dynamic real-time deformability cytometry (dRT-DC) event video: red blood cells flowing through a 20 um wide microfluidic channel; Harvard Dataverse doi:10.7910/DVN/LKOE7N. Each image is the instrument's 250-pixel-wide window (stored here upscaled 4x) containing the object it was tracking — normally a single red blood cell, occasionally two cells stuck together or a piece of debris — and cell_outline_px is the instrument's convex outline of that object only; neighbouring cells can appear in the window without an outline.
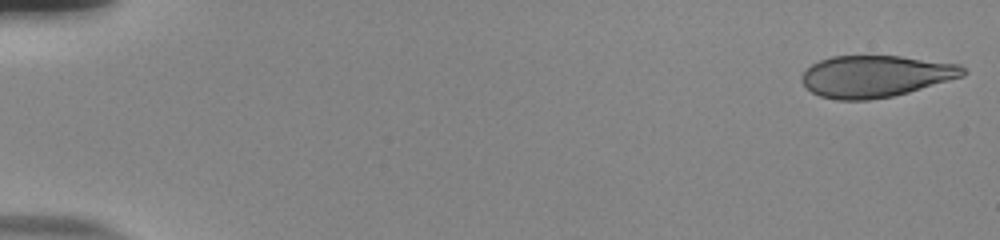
{"species": "human", "species_latin": "Homo sapiens", "temperature_condition": "room temperature", "stored_images_in_passage": 53, "camera_frame_rate_fps": 3000, "um_per_image_px": 0.085, "donor": {"sex": "male"}, "frame": {"image": 1, "passage_image": 1, "time_ms": 0.0, "image_size_px": [1000, 240], "cell_outline_px": [[968, 72], [964, 76], [908, 92], [892, 96], [868, 100], [836, 100], [820, 96], [812, 92], [800, 80], [800, 76], [812, 64], [820, 60], [832, 56], [900, 56], [960, 64]], "centroid_in_image_um": [74.42, 6.48], "position_along_channel_um": 10.6, "area_um2": 39.19}}
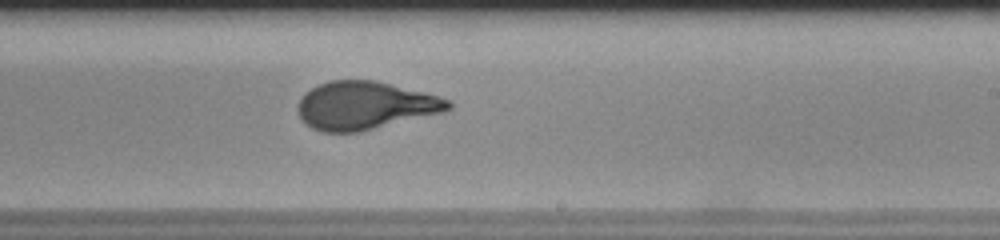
{"frame": {"image": 2, "passage_image": 33, "time_ms": 10.667, "image_size_px": [1000, 240], "cell_outline_px": [[452, 108], [444, 112], [356, 132], [324, 132], [312, 128], [300, 116], [300, 100], [304, 92], [328, 80], [376, 80], [424, 92], [452, 100]], "centroid_in_image_um": [31.07, 8.95], "position_along_channel_um": 257.9, "area_um2": 41.62}}
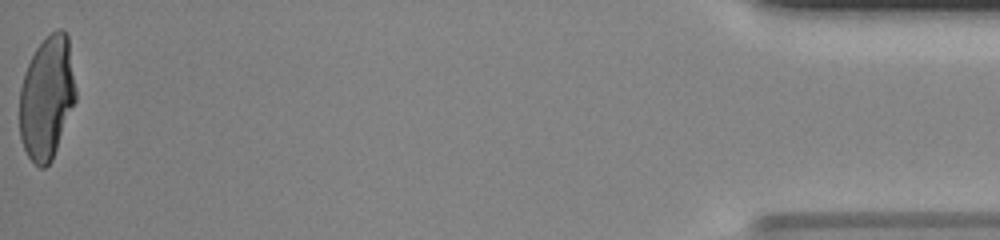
{"frame": {"image": 3, "passage_image": 53, "time_ms": 17.333, "image_size_px": [1000, 240], "cell_outline_px": [[76, 100], [52, 160], [44, 168], [40, 168], [28, 156], [24, 148], [20, 136], [20, 88], [24, 72], [36, 48], [56, 28], [60, 28], [68, 36], [76, 88]], "centroid_in_image_um": [3.99, 8.3], "position_along_channel_um": 431.2, "area_um2": 40.17}, "authors_computed_cell_mechanics": {"area_um2": 41.2114, "velocity_mm_per_s": 3.8947, "shape_relaxation_time_tau1_ms": 5.9273, "shape_relaxation_time_tau2_ms": null, "deformation_change_tau1": 0.2305, "deformation_change_tau2": null}}